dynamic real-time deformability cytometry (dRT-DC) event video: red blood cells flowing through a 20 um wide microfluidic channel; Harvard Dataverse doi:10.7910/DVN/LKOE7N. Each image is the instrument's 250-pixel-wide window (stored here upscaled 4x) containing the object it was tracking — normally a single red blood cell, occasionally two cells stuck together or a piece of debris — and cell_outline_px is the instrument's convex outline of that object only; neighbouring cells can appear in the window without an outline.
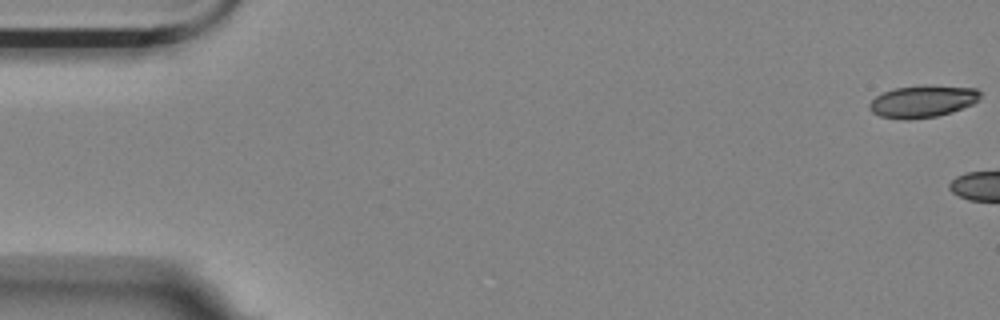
{"species": "Egyptian fruit bat (a non-hibernating species)", "species_latin": "Rousettus aegyptiacus", "temperature_condition": "room temperature", "stored_images_in_passage": 5, "camera_frame_rate_fps": 3000, "um_per_image_px": 0.085, "animal": {"sex": "female"}, "frame": {"image": 1, "passage_image": 1, "time_ms": 0.0, "image_size_px": [1000, 320], "cell_outline_px": [[980, 96], [972, 104], [952, 112], [936, 116], [908, 120], [904, 120], [880, 116], [872, 112], [868, 108], [868, 104], [876, 96], [884, 92], [896, 88], [924, 84], [976, 88], [980, 92]], "centroid_in_image_um": [78.4, 8.61], "position_along_channel_um": 6.6, "area_um2": 20.81}}